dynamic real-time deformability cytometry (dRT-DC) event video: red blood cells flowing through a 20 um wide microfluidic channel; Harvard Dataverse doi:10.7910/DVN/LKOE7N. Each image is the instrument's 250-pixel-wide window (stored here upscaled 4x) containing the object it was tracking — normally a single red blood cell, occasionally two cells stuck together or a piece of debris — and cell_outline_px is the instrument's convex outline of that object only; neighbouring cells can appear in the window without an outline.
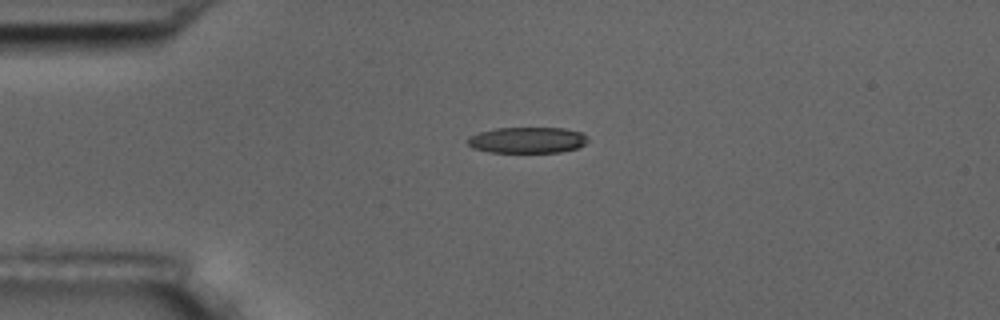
{"species": "common noctule bat (a hibernating species)", "species_latin": "Nyctalus noctula", "temperature_condition": "room temperature", "stored_images_in_passage": 1, "camera_frame_rate_fps": 3000, "um_per_image_px": 0.085, "animal": {"sex": "male", "body_mass_g": 17.5, "forearm_length_mm": 52.3}, "frame": {"image": 1, "passage_image": 1, "time_ms": 0.0, "image_size_px": [1000, 320], "cell_outline_px": [[588, 140], [584, 144], [576, 148], [560, 152], [488, 152], [472, 148], [468, 144], [468, 136], [480, 132], [496, 128], [564, 128], [584, 132], [588, 136]], "centroid_in_image_um": [44.84, 11.9], "position_along_channel_um": 40.2, "area_um2": 18.32}}